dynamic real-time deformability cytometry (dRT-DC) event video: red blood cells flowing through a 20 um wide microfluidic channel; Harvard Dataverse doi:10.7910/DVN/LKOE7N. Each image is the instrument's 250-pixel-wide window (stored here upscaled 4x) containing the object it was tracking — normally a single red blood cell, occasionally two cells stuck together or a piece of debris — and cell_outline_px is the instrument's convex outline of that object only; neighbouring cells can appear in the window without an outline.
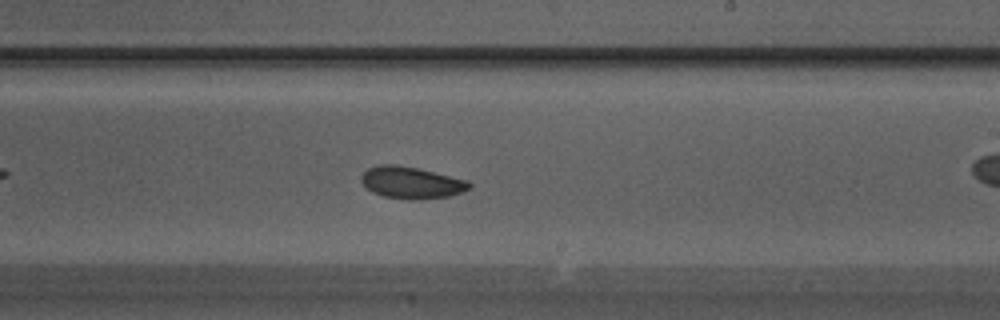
{"species": "Egyptian fruit bat (a non-hibernating species)", "species_latin": "Rousettus aegyptiacus", "temperature_condition": "warm", "stored_images_in_passage": 32, "camera_frame_rate_fps": 3000, "um_per_image_px": 0.085, "animal": {"sex": "male"}, "frame": {"image": 1, "passage_image": 18, "time_ms": 5.667, "image_size_px": [1000, 320], "cell_outline_px": [[472, 188], [448, 196], [420, 200], [412, 200], [384, 196], [372, 192], [360, 180], [360, 176], [368, 168], [380, 164], [396, 164], [416, 168], [468, 180], [472, 184]], "centroid_in_image_um": [34.96, 15.52], "position_along_channel_um": 254.0, "area_um2": 20.0}}
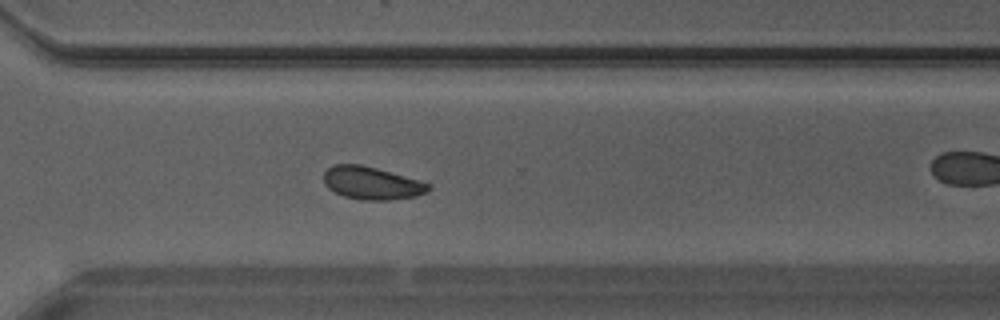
{"frame": {"image": 2, "passage_image": 22, "time_ms": 7.0, "image_size_px": [1000, 320], "cell_outline_px": [[432, 188], [428, 192], [416, 196], [388, 200], [364, 200], [344, 196], [328, 188], [324, 184], [324, 172], [332, 164], [360, 164], [376, 168], [432, 184]], "centroid_in_image_um": [31.6, 15.56], "position_along_channel_um": 339.0, "area_um2": 19.94}}